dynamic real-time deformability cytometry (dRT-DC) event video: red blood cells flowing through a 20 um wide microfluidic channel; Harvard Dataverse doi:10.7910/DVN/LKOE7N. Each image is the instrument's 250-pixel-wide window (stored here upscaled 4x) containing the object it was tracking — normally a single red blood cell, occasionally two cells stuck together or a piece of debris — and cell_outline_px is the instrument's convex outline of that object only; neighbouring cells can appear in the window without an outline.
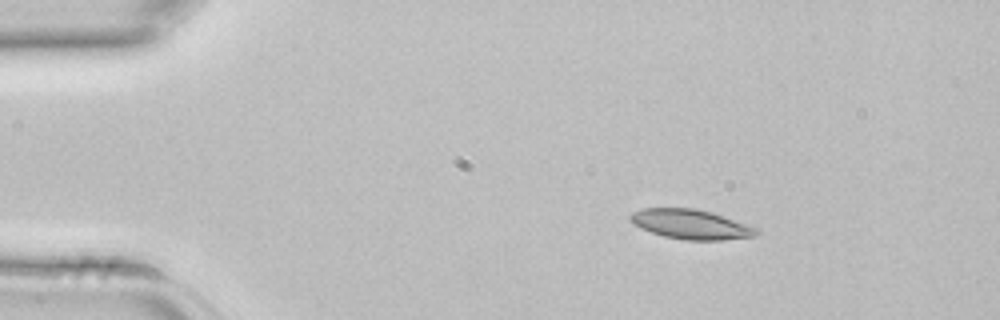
{"species": "common noctule bat (a hibernating species)", "species_latin": "Nyctalus noctula", "temperature_condition": "room temperature", "stored_images_in_passage": 2, "camera_frame_rate_fps": 3000, "um_per_image_px": 0.085, "animal": {"sex": "female", "body_mass_g": 22.7, "forearm_length_mm": 54.2}, "frame": {"image": 1, "passage_image": 1, "time_ms": 0.0, "image_size_px": [1000, 320], "cell_outline_px": [[760, 232], [756, 236], [724, 240], [684, 240], [664, 236], [640, 228], [628, 220], [628, 216], [632, 212], [644, 208], [696, 208], [712, 212], [760, 228]], "centroid_in_image_um": [58.75, 19.06], "position_along_channel_um": 26.2, "area_um2": 22.08}}